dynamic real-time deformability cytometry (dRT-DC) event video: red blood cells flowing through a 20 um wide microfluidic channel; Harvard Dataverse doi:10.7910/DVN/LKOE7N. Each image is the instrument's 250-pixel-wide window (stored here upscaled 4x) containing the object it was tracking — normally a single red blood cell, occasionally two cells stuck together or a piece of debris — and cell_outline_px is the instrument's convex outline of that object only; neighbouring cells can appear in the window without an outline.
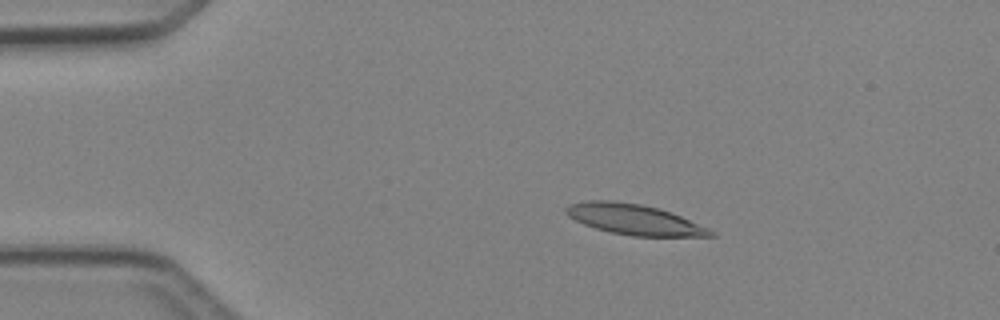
{"species": "Egyptian fruit bat (a non-hibernating species)", "species_latin": "Rousettus aegyptiacus", "temperature_condition": "cold", "stored_images_in_passage": 4, "camera_frame_rate_fps": 3000, "um_per_image_px": 0.085, "animal": {"sex": "female"}, "frame": {"image": 1, "passage_image": 3, "time_ms": 2.333, "image_size_px": [1000, 320], "cell_outline_px": [[716, 236], [632, 236], [612, 232], [596, 228], [584, 224], [568, 216], [564, 212], [564, 208], [568, 204], [588, 200], [608, 200], [640, 204], [660, 208], [680, 216], [708, 228], [716, 232]], "centroid_in_image_um": [53.88, 18.65], "position_along_channel_um": 31.1, "area_um2": 25.49}}